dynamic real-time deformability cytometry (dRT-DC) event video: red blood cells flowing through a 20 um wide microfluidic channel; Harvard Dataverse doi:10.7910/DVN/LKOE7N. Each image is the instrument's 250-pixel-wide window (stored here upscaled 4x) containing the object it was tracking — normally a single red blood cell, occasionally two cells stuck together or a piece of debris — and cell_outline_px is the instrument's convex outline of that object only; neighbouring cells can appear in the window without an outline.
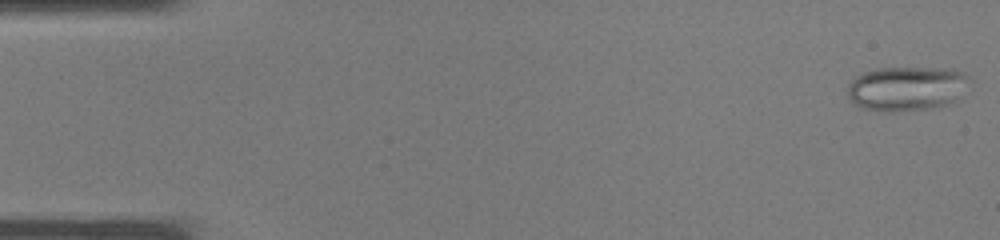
{"species": "common noctule bat (a hibernating species)", "species_latin": "Nyctalus noctula", "temperature_condition": "warm", "stored_images_in_passage": 37, "camera_frame_rate_fps": 3000, "um_per_image_px": 0.085, "animal": {"sex": "male", "body_mass_g": 19.0, "forearm_length_mm": 50.8}, "frame": {"image": 1, "passage_image": 1, "time_ms": 0.0, "image_size_px": [1000, 240], "cell_outline_px": [[972, 88], [956, 100], [948, 104], [924, 108], [892, 112], [888, 112], [860, 108], [848, 100], [848, 84], [852, 76], [876, 68], [956, 68], [964, 72], [972, 80]], "centroid_in_image_um": [77.11, 7.5], "position_along_channel_um": 7.9, "area_um2": 32.54}}
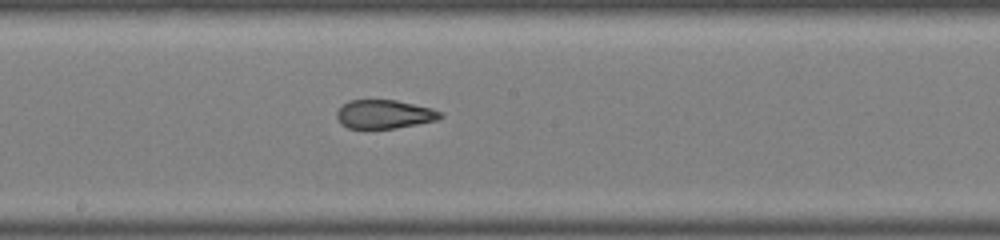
{"frame": {"image": 2, "passage_image": 20, "time_ms": 6.333, "image_size_px": [1000, 240], "cell_outline_px": [[444, 116], [436, 120], [396, 128], [348, 128], [340, 124], [336, 116], [336, 112], [348, 100], [396, 100], [432, 108], [444, 112]], "centroid_in_image_um": [32.68, 9.7], "position_along_channel_um": 215.5, "area_um2": 17.34}}
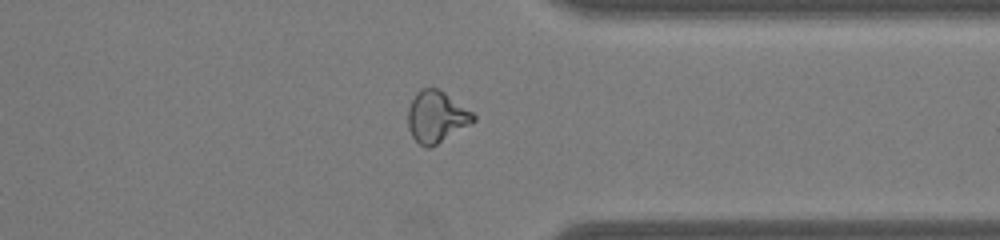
{"frame": {"image": 3, "passage_image": 29, "time_ms": 9.333, "image_size_px": [1000, 240], "cell_outline_px": [[476, 120], [472, 124], [436, 144], [428, 148], [424, 148], [412, 136], [408, 128], [408, 108], [416, 92], [420, 88], [436, 88], [444, 92], [472, 112], [476, 116]], "centroid_in_image_um": [37.09, 9.93], "position_along_channel_um": 374.3, "area_um2": 19.54}}